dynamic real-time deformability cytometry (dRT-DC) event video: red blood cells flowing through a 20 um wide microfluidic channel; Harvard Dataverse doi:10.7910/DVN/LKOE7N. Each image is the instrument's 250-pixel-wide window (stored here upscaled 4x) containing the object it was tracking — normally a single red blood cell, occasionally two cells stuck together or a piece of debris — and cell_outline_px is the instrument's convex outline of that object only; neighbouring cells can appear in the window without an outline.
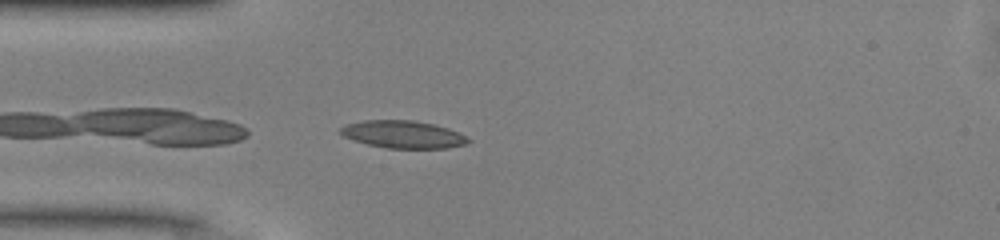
{"species": "common noctule bat (a hibernating species)", "species_latin": "Nyctalus noctula", "temperature_condition": "warm", "stored_images_in_passage": 20, "camera_frame_rate_fps": 3000, "um_per_image_px": 0.085, "animal": {"sex": "male", "body_mass_g": 13.0, "forearm_length_mm": 53.1}, "frame": {"image": 1, "passage_image": 1, "time_ms": 0.0, "image_size_px": [1000, 240], "cell_outline_px": [[472, 140], [468, 144], [448, 148], [388, 148], [368, 144], [344, 136], [340, 132], [340, 128], [344, 124], [364, 120], [416, 120], [448, 128]], "centroid_in_image_um": [34.27, 11.42], "position_along_channel_um": 50.7, "area_um2": 20.35}}
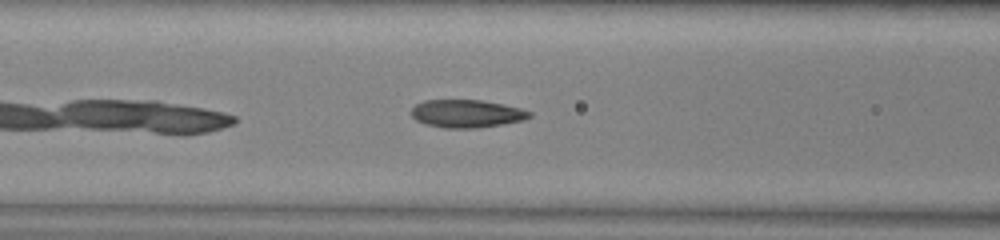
{"frame": {"image": 2, "passage_image": 7, "time_ms": 2.0, "image_size_px": [1000, 240], "cell_outline_px": [[532, 116], [524, 120], [476, 128], [444, 128], [428, 124], [416, 120], [412, 116], [412, 108], [416, 104], [424, 100], [480, 100], [520, 108], [532, 112]], "centroid_in_image_um": [39.67, 9.65], "position_along_channel_um": 126.9, "area_um2": 18.96}}
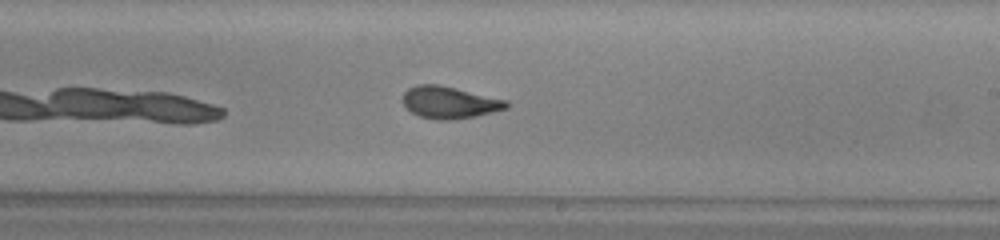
{"frame": {"image": 3, "passage_image": 16, "time_ms": 5.0, "image_size_px": [1000, 240], "cell_outline_px": [[508, 108], [476, 116], [448, 120], [436, 120], [420, 116], [412, 112], [400, 100], [404, 92], [408, 88], [416, 84], [440, 84], [508, 100]], "centroid_in_image_um": [38.19, 8.69], "position_along_channel_um": 250.8, "area_um2": 19.48}}